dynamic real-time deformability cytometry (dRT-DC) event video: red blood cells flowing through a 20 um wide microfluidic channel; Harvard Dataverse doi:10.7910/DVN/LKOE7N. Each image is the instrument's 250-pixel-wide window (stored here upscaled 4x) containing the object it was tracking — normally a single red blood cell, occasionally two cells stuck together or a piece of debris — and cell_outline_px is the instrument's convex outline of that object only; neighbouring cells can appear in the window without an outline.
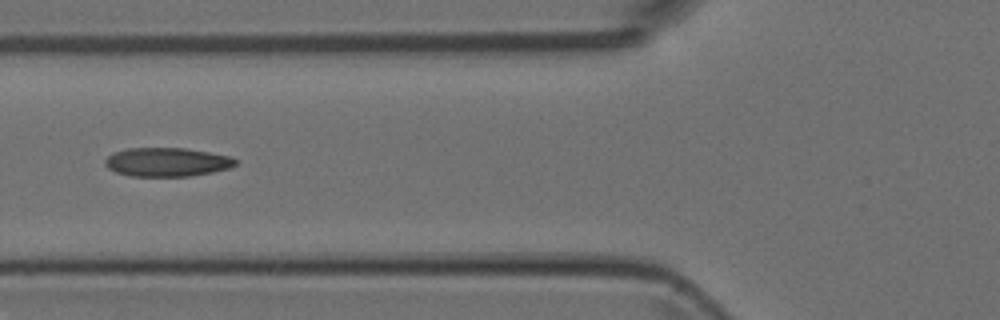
{"species": "Egyptian fruit bat (a non-hibernating species)", "species_latin": "Rousettus aegyptiacus", "temperature_condition": "room temperature", "stored_images_in_passage": 3, "camera_frame_rate_fps": 3000, "um_per_image_px": 0.085, "animal": {"sex": "female"}, "frame": {"image": 1, "passage_image": 2, "time_ms": 2.0, "image_size_px": [1000, 320], "cell_outline_px": [[236, 164], [228, 168], [212, 172], [188, 176], [132, 176], [116, 172], [108, 168], [104, 164], [104, 160], [112, 152], [128, 148], [184, 148], [208, 152], [228, 156], [236, 160]], "centroid_in_image_um": [14.13, 13.77], "position_along_channel_um": 111.7, "area_um2": 21.73}}
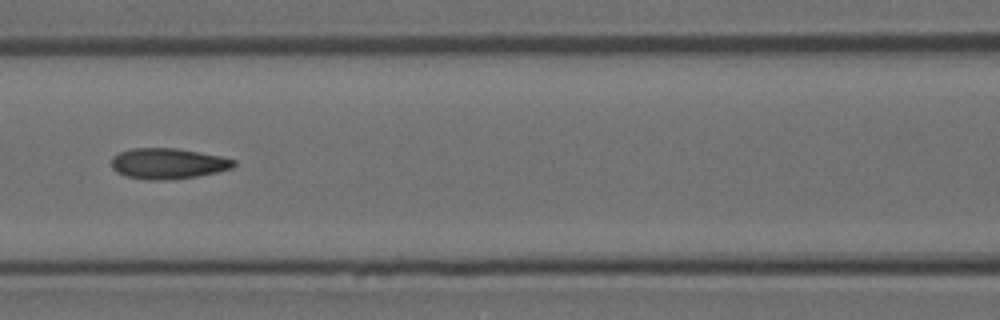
{"frame": {"image": 2, "passage_image": 3, "time_ms": 3.0, "image_size_px": [1000, 320], "cell_outline_px": [[236, 164], [232, 168], [216, 172], [196, 176], [164, 180], [148, 180], [128, 176], [116, 172], [112, 168], [112, 156], [120, 152], [132, 148], [176, 148], [220, 156], [236, 160]], "centroid_in_image_um": [14.26, 13.89], "position_along_channel_um": 152.3, "area_um2": 21.73}}